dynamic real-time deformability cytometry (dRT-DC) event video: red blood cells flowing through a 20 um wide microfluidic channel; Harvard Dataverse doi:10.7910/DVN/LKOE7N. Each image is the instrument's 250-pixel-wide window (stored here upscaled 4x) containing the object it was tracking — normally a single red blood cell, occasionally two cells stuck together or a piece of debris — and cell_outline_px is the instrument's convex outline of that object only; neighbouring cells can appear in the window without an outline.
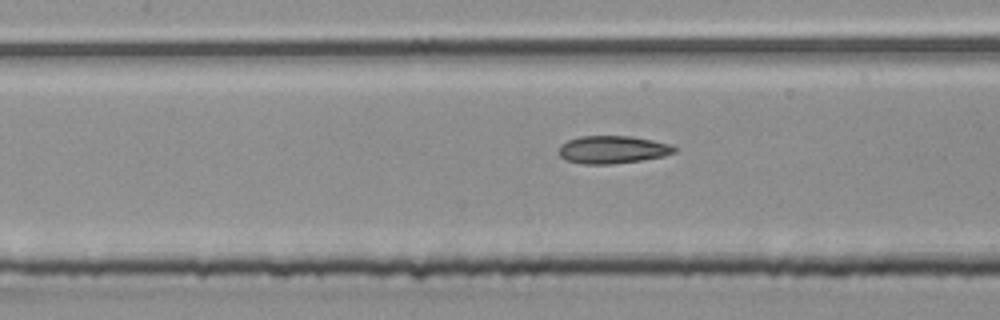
{"species": "common noctule bat (a hibernating species)", "species_latin": "Nyctalus noctula", "temperature_condition": "room temperature", "stored_images_in_passage": 30, "camera_frame_rate_fps": 3000, "um_per_image_px": 0.085, "animal": {"sex": "male", "body_mass_g": 20.4}, "frame": {"image": 1, "passage_image": 13, "time_ms": 4.0, "image_size_px": [1000, 320], "cell_outline_px": [[676, 152], [664, 156], [640, 160], [612, 164], [580, 164], [564, 160], [560, 156], [560, 148], [568, 140], [580, 136], [632, 136], [672, 144], [676, 148]], "centroid_in_image_um": [52.09, 12.72], "position_along_channel_um": 155.3, "area_um2": 18.67}}